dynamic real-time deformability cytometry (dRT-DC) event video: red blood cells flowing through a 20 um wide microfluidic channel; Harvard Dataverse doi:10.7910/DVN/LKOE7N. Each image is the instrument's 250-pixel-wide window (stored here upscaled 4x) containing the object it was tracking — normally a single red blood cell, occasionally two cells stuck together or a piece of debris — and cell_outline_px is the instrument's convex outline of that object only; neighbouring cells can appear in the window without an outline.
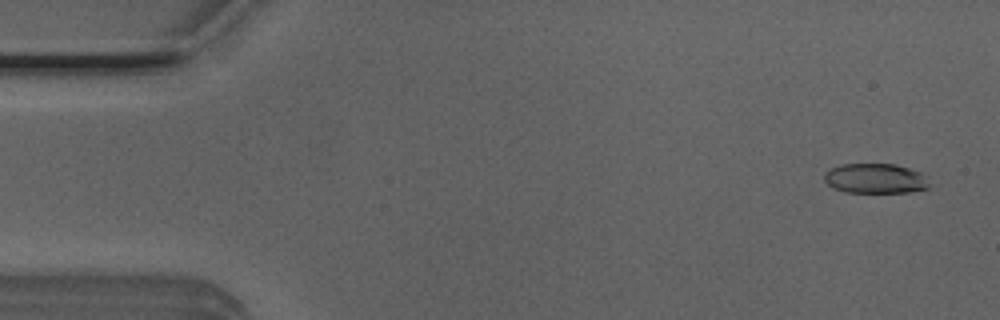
{"species": "Egyptian fruit bat (a non-hibernating species)", "species_latin": "Rousettus aegyptiacus", "temperature_condition": "room temperature", "stored_images_in_passage": 6, "camera_frame_rate_fps": 3000, "um_per_image_px": 0.085, "animal": {"sex": "male"}, "frame": {"image": 1, "passage_image": 1, "time_ms": 0.0, "image_size_px": [1000, 320], "cell_outline_px": [[928, 188], [908, 192], [844, 192], [832, 188], [824, 180], [824, 172], [840, 164], [896, 164], [920, 172], [928, 176]], "centroid_in_image_um": [74.39, 15.17], "position_along_channel_um": 10.6, "area_um2": 18.38}}